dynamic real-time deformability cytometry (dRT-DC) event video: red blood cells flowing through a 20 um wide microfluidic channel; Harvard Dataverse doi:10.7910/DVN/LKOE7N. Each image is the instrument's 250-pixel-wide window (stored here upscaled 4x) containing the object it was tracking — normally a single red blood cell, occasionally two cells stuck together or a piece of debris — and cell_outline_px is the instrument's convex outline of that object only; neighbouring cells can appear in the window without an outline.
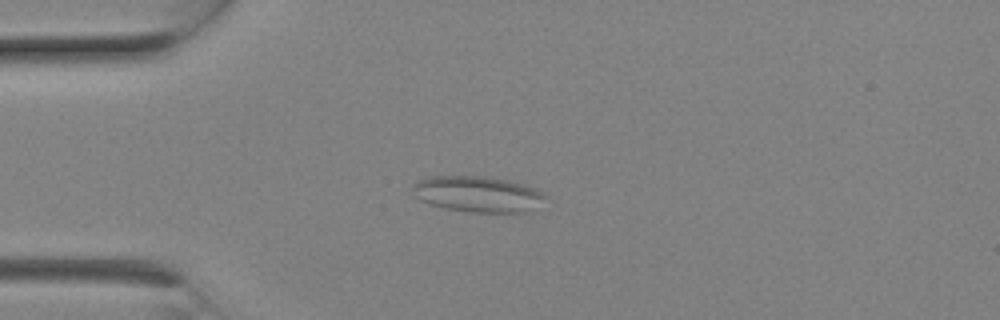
{"species": "Egyptian fruit bat (a non-hibernating species)", "species_latin": "Rousettus aegyptiacus", "temperature_condition": "room temperature", "stored_images_in_passage": 7, "camera_frame_rate_fps": 3000, "um_per_image_px": 0.085, "animal": {"sex": "female"}, "frame": {"image": 1, "passage_image": 5, "time_ms": 1.333, "image_size_px": [1000, 320], "cell_outline_px": [[552, 200], [532, 212], [472, 212], [448, 208], [432, 204], [420, 200], [416, 196], [412, 188], [412, 184], [416, 180], [428, 176], [488, 176], [508, 180], [524, 184], [536, 188], [544, 192]], "centroid_in_image_um": [40.75, 16.49], "position_along_channel_um": 44.3, "area_um2": 28.5}}